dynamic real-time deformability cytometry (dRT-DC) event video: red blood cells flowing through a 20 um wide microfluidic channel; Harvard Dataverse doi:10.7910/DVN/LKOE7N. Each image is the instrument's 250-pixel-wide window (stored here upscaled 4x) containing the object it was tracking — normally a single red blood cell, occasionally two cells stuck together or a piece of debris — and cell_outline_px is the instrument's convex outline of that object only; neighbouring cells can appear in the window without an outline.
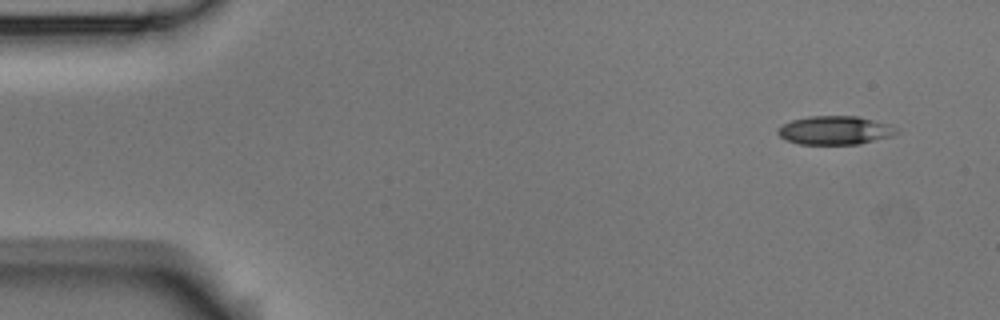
{"species": "Egyptian fruit bat (a non-hibernating species)", "species_latin": "Rousettus aegyptiacus", "temperature_condition": "room temperature", "stored_images_in_passage": 4, "camera_frame_rate_fps": 3000, "um_per_image_px": 0.085, "animal": {"sex": "male"}, "frame": {"image": 1, "passage_image": 1, "time_ms": 0.0, "image_size_px": [1000, 320], "cell_outline_px": [[900, 132], [892, 136], [860, 144], [800, 144], [784, 140], [776, 132], [784, 124], [792, 120], [808, 116], [856, 116], [888, 124]], "centroid_in_image_um": [70.96, 11.08], "position_along_channel_um": 14.0, "area_um2": 19.65}}
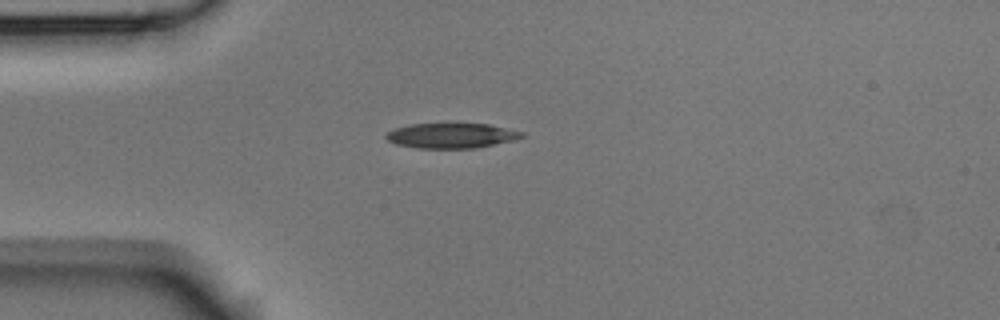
{"frame": {"image": 2, "passage_image": 4, "time_ms": 1.0, "image_size_px": [1000, 320], "cell_outline_px": [[524, 136], [512, 140], [476, 148], [416, 148], [396, 144], [388, 140], [384, 136], [388, 132], [396, 128], [408, 124], [488, 124], [524, 132]], "centroid_in_image_um": [38.34, 11.53], "position_along_channel_um": 46.7, "area_um2": 19.59}}